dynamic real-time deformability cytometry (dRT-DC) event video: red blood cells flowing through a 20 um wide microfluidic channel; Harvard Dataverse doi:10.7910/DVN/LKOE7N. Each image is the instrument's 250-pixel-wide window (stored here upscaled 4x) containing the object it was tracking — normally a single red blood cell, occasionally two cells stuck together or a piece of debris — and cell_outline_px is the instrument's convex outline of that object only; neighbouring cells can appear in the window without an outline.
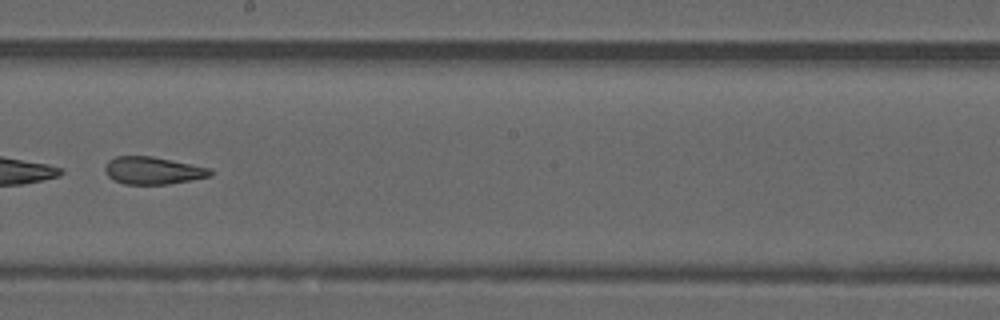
{"species": "common noctule bat (a hibernating species)", "species_latin": "Nyctalus noctula", "temperature_condition": "warm", "stored_images_in_passage": 40, "camera_frame_rate_fps": 3000, "um_per_image_px": 0.085, "animal": {"sex": "male", "forearm_length_mm": 52.5}, "frame": {"image": 1, "passage_image": 27, "time_ms": 8.667, "image_size_px": [1000, 320], "cell_outline_px": [[212, 176], [168, 184], [124, 184], [112, 180], [108, 176], [104, 168], [108, 160], [116, 156], [152, 156], [192, 164], [208, 168], [212, 172]], "centroid_in_image_um": [12.96, 14.49], "position_along_channel_um": 235.2, "area_um2": 16.82}, "authors_computed_cell_mechanics": {"area_um2": 18.6694, "velocity_mm_per_s": 4.1713, "shape_relaxation_time_tau1_ms": 0.1565, "shape_relaxation_time_tau2_ms": 2.4561, "deformation_change_tau1": 0.2176, "deformation_change_tau2": 0.1193}}